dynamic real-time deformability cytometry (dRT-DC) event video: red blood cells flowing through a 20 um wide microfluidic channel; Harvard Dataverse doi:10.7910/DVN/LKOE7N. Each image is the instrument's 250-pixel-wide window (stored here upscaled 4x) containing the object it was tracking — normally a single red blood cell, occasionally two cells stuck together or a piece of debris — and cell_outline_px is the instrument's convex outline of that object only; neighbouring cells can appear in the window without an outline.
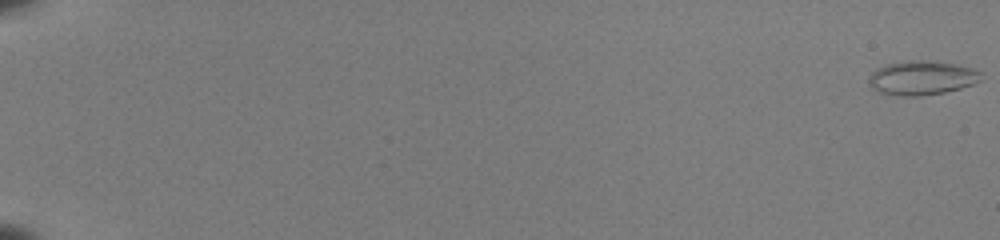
{"species": "common noctule bat (a hibernating species)", "species_latin": "Nyctalus noctula", "temperature_condition": "room temperature", "stored_images_in_passage": 8, "camera_frame_rate_fps": 3000, "um_per_image_px": 0.085, "animal": {"sex": "female", "body_mass_g": 22.0, "forearm_length_mm": 56.7}, "frame": {"image": 1, "passage_image": 1, "time_ms": 0.0, "image_size_px": [1000, 240], "cell_outline_px": [[980, 80], [972, 84], [960, 88], [944, 92], [920, 96], [904, 96], [880, 92], [872, 88], [868, 84], [868, 76], [876, 68], [888, 64], [908, 60], [920, 60], [956, 64], [972, 68], [980, 72]], "centroid_in_image_um": [78.31, 6.62], "position_along_channel_um": 6.7, "area_um2": 22.14}}